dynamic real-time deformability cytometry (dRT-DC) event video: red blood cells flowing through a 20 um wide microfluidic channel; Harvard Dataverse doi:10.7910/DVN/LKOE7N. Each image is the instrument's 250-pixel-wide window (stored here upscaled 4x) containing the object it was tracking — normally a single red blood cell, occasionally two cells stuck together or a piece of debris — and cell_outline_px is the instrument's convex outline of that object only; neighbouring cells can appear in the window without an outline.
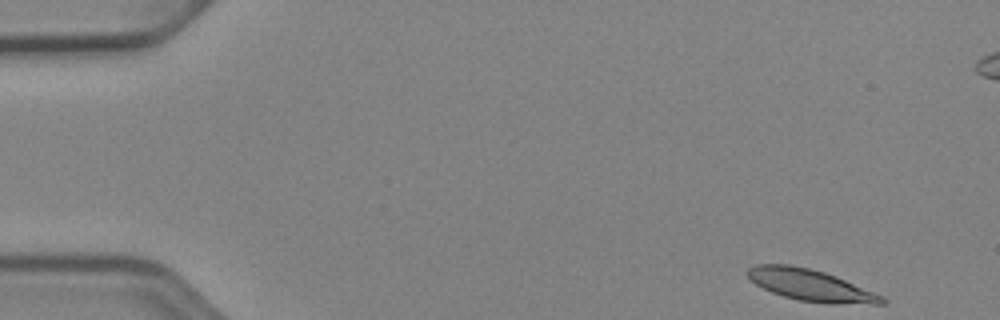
{"species": "Egyptian fruit bat (a non-hibernating species)", "species_latin": "Rousettus aegyptiacus", "temperature_condition": "cold", "stored_images_in_passage": 50, "camera_frame_rate_fps": 3000, "um_per_image_px": 0.085, "animal": {"sex": "female"}, "frame": {"image": 1, "passage_image": 1, "time_ms": 0.0, "image_size_px": [1000, 320], "cell_outline_px": [[888, 304], [828, 304], [796, 300], [772, 292], [756, 284], [744, 272], [748, 268], [756, 264], [788, 264], [808, 268], [824, 272], [836, 276], [884, 296], [888, 300]], "centroid_in_image_um": [68.94, 24.25], "position_along_channel_um": 16.1, "area_um2": 24.91}}
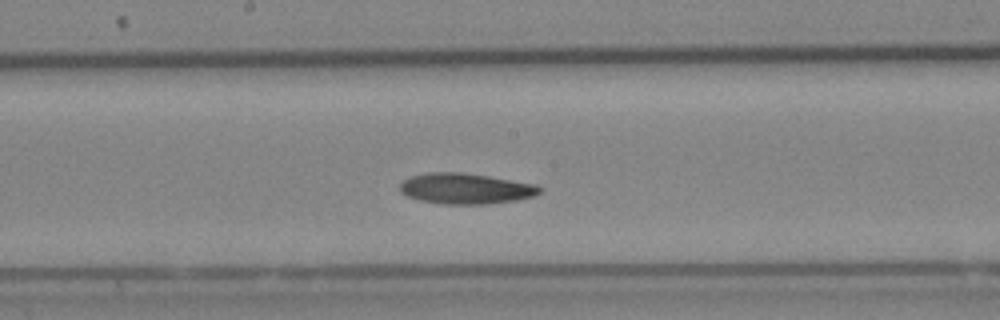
{"frame": {"image": 2, "passage_image": 25, "time_ms": 8.0, "image_size_px": [1000, 320], "cell_outline_px": [[540, 192], [532, 196], [516, 200], [488, 204], [444, 204], [420, 200], [408, 196], [400, 192], [400, 184], [404, 180], [412, 176], [428, 172], [460, 172], [488, 176], [536, 184], [540, 188]], "centroid_in_image_um": [39.56, 16.03], "position_along_channel_um": 208.6, "area_um2": 24.8}}
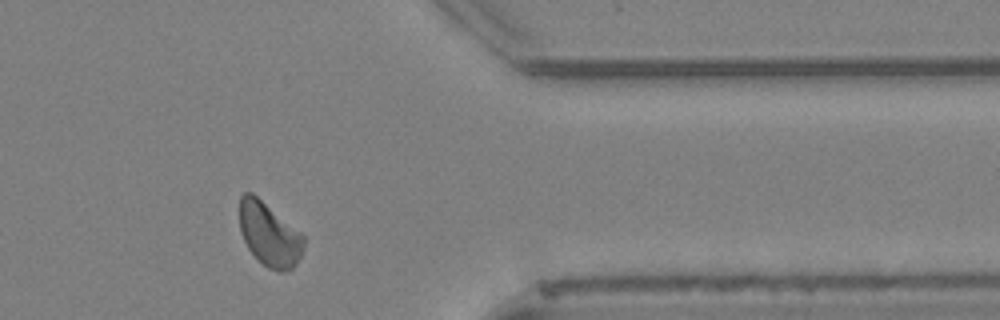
{"frame": {"image": 3, "passage_image": 40, "time_ms": 13.0, "image_size_px": [1000, 320], "cell_outline_px": [[304, 248], [296, 264], [292, 268], [280, 272], [268, 268], [248, 248], [240, 232], [240, 196], [244, 192], [252, 192], [300, 232], [304, 236]], "centroid_in_image_um": [22.88, 19.91], "position_along_channel_um": 388.5, "area_um2": 23.47}}